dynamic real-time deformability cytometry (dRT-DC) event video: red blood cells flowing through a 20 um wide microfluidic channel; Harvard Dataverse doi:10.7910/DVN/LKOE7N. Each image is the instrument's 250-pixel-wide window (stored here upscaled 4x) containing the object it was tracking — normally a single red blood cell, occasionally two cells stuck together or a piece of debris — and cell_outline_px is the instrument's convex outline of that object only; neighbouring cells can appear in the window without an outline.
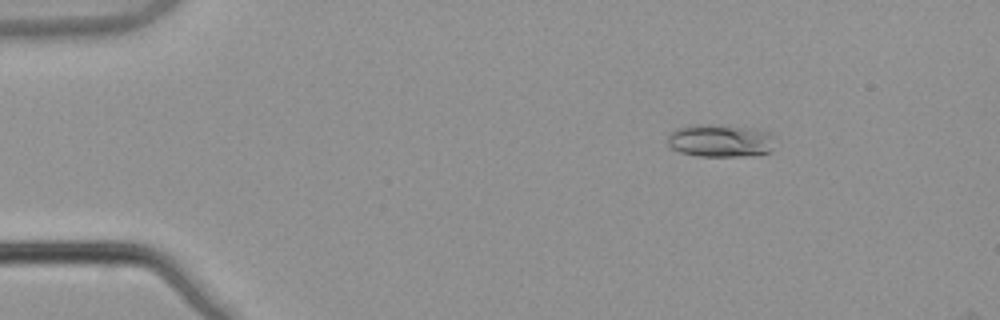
{"species": "common noctule bat (a hibernating species)", "species_latin": "Nyctalus noctula", "temperature_condition": "warm", "stored_images_in_passage": 3, "camera_frame_rate_fps": 3000, "um_per_image_px": 0.085, "animal": {"sex": "male", "body_mass_g": 21.5, "forearm_length_mm": 52.0}, "frame": {"image": 1, "passage_image": 2, "time_ms": 0.333, "image_size_px": [1000, 320], "cell_outline_px": [[772, 148], [768, 152], [740, 156], [696, 156], [680, 152], [672, 148], [668, 144], [668, 136], [676, 128], [692, 124], [716, 124], [756, 128], [772, 132]], "centroid_in_image_um": [61.2, 11.93], "position_along_channel_um": 23.8, "area_um2": 20.63}}